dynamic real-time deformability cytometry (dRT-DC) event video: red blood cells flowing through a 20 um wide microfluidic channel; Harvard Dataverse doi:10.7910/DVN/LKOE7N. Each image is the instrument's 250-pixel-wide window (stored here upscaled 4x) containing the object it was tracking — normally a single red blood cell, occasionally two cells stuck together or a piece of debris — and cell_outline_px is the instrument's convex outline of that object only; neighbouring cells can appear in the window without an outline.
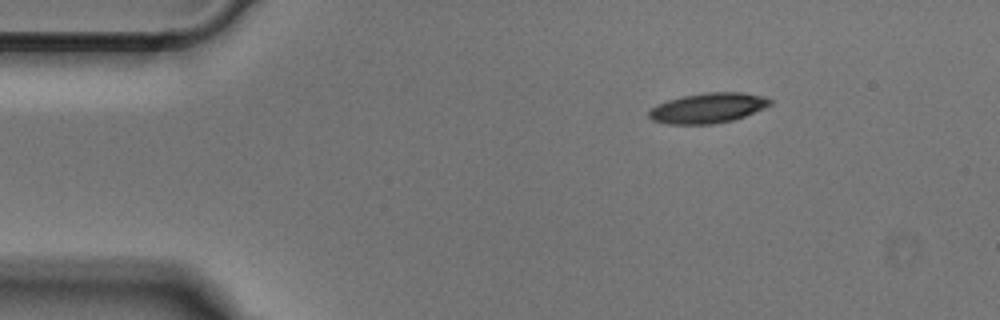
{"species": "Egyptian fruit bat (a non-hibernating species)", "species_latin": "Rousettus aegyptiacus", "temperature_condition": "cold", "stored_images_in_passage": 44, "camera_frame_rate_fps": 3000, "um_per_image_px": 0.085, "animal": {"sex": "male"}, "frame": {"image": 1, "passage_image": 1, "time_ms": 0.0, "image_size_px": [1000, 320], "cell_outline_px": [[772, 104], [764, 108], [744, 116], [732, 120], [712, 124], [668, 124], [652, 120], [648, 116], [648, 112], [656, 104], [668, 100], [684, 96], [708, 92], [740, 92], [764, 96], [772, 100]], "centroid_in_image_um": [60.17, 9.18], "position_along_channel_um": 24.8, "area_um2": 21.15}}
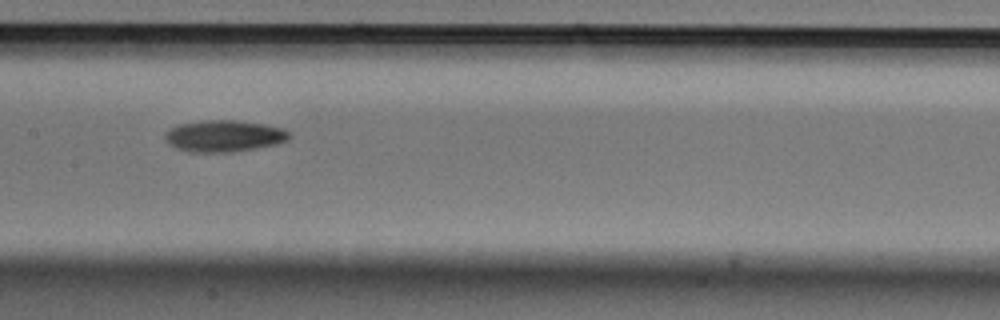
{"frame": {"image": 2, "passage_image": 18, "time_ms": 5.667, "image_size_px": [1000, 320], "cell_outline_px": [[292, 136], [288, 140], [276, 144], [232, 152], [188, 152], [176, 148], [168, 144], [164, 140], [164, 132], [180, 124], [200, 120], [240, 120], [264, 124], [284, 128]], "centroid_in_image_um": [19.03, 11.55], "position_along_channel_um": 188.4, "area_um2": 23.12}}
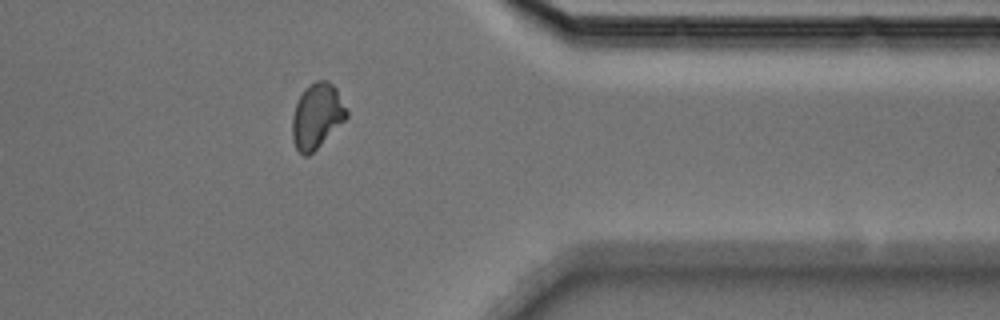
{"frame": {"image": 3, "passage_image": 34, "time_ms": 11.0, "image_size_px": [1000, 320], "cell_outline_px": [[348, 116], [308, 156], [304, 156], [296, 148], [292, 140], [292, 116], [296, 104], [304, 88], [308, 84], [316, 80], [328, 80], [336, 88], [348, 112]], "centroid_in_image_um": [26.91, 9.82], "position_along_channel_um": 384.5, "area_um2": 20.35}}